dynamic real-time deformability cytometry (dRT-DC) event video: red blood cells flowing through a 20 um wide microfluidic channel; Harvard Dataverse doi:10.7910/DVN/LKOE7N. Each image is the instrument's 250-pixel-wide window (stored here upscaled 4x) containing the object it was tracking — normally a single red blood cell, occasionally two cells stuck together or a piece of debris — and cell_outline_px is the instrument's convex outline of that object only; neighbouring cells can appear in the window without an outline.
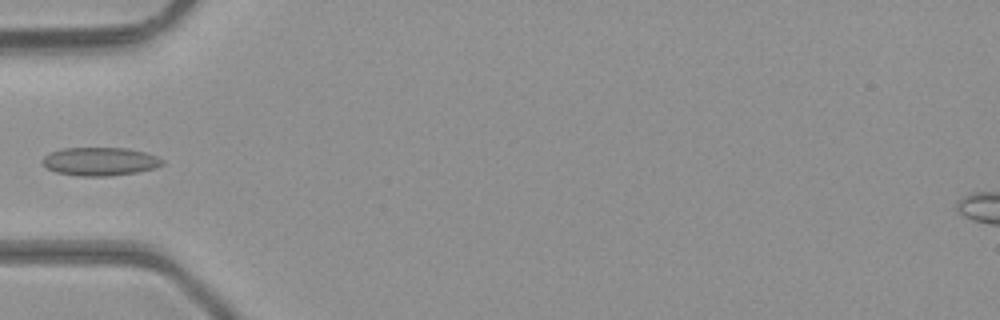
{"species": "common noctule bat (a hibernating species)", "species_latin": "Nyctalus noctula", "temperature_condition": "room temperature", "stored_images_in_passage": 6, "camera_frame_rate_fps": 3000, "um_per_image_px": 0.085, "animal": {"sex": "male", "body_mass_g": 23.1, "forearm_length_mm": 52.7}, "frame": {"image": 1, "passage_image": 6, "time_ms": 1.667, "image_size_px": [1000, 320], "cell_outline_px": [[164, 164], [156, 168], [136, 172], [112, 176], [80, 176], [56, 172], [48, 168], [40, 160], [44, 156], [52, 152], [64, 148], [124, 148], [144, 152], [156, 156], [164, 160]], "centroid_in_image_um": [8.52, 13.73], "position_along_channel_um": 76.5, "area_um2": 19.71}}